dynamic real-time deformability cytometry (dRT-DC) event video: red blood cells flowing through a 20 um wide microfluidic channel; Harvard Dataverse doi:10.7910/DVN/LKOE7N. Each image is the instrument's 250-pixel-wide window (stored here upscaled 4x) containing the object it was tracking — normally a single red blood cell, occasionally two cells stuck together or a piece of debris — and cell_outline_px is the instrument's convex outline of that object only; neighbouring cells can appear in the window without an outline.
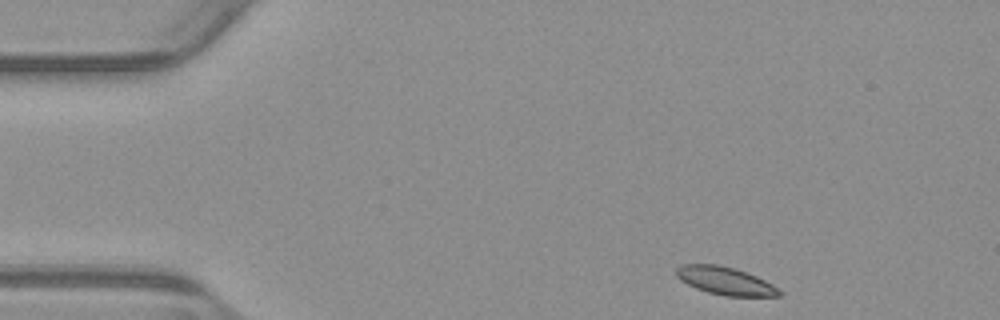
{"species": "common noctule bat (a hibernating species)", "species_latin": "Nyctalus noctula", "temperature_condition": "warm", "stored_images_in_passage": 48, "camera_frame_rate_fps": 3000, "um_per_image_px": 0.085, "animal": {"sex": "male", "body_mass_g": 23.1, "forearm_length_mm": 52.7}, "frame": {"image": 1, "passage_image": 1, "time_ms": 0.0, "image_size_px": [1000, 320], "cell_outline_px": [[784, 292], [780, 296], [724, 296], [708, 292], [696, 288], [680, 280], [676, 276], [676, 268], [680, 264], [720, 264], [736, 268], [756, 276], [772, 284]], "centroid_in_image_um": [61.65, 23.86], "position_along_channel_um": 23.4, "area_um2": 16.88}}
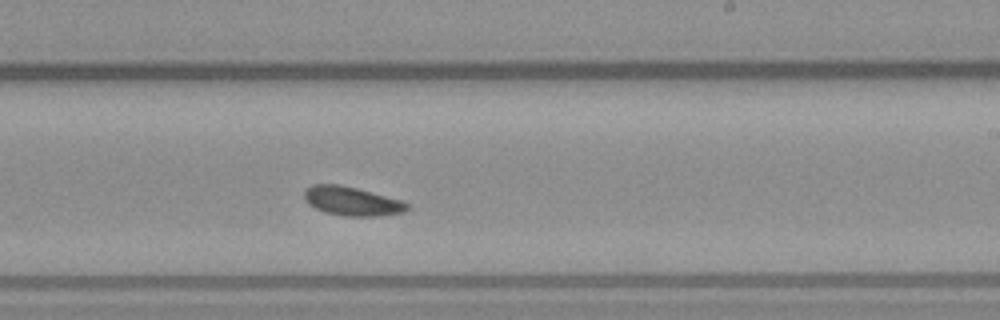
{"frame": {"image": 2, "passage_image": 26, "time_ms": 8.333, "image_size_px": [1000, 320], "cell_outline_px": [[408, 208], [404, 212], [376, 216], [344, 216], [324, 212], [308, 204], [304, 200], [304, 192], [312, 184], [340, 184], [356, 188], [400, 200], [408, 204]], "centroid_in_image_um": [29.86, 17.1], "position_along_channel_um": 259.1, "area_um2": 17.17}}
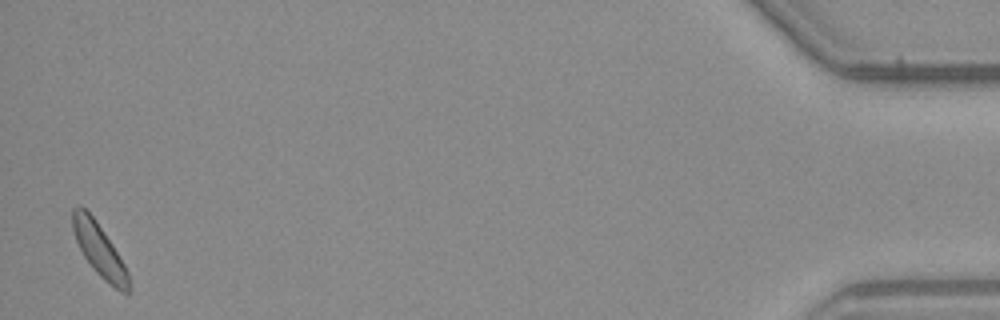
{"frame": {"image": 3, "passage_image": 47, "time_ms": 15.333, "image_size_px": [1000, 320], "cell_outline_px": [[132, 284], [128, 292], [120, 292], [104, 280], [96, 272], [84, 256], [76, 240], [72, 228], [72, 208], [80, 204], [96, 220], [112, 244], [124, 264], [128, 272]], "centroid_in_image_um": [8.45, 21.25], "position_along_channel_um": 426.7, "area_um2": 17.17}, "authors_computed_cell_mechanics": {"area_um2": 16.9932, "velocity_mm_per_s": 3.786, "shape_relaxation_time_tau1_ms": null, "shape_relaxation_time_tau2_ms": 7.2468, "deformation_change_tau1": null, "deformation_change_tau2": 0.1415}}